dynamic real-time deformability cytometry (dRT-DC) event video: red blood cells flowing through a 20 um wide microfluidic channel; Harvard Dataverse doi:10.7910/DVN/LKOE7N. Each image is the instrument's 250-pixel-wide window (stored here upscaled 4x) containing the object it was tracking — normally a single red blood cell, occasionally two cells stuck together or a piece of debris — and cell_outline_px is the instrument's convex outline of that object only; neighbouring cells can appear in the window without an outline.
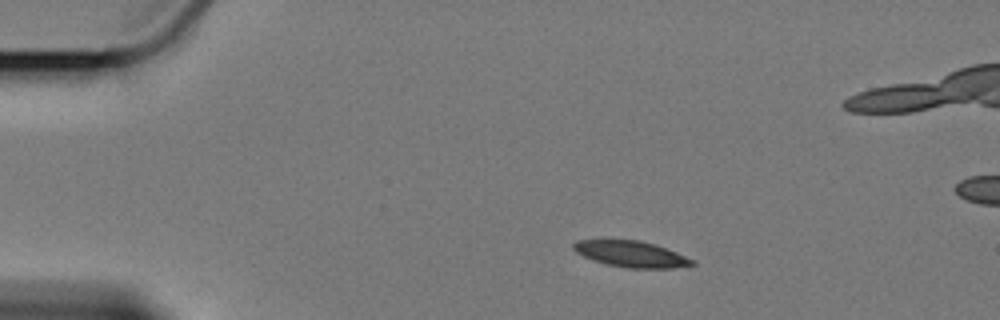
{"species": "Egyptian fruit bat (a non-hibernating species)", "species_latin": "Rousettus aegyptiacus", "temperature_condition": "cold", "stored_images_in_passage": 4, "camera_frame_rate_fps": 3000, "um_per_image_px": 0.085, "animal": {"sex": "female"}, "frame": {"image": 1, "passage_image": 1, "time_ms": 0.0, "image_size_px": [1000, 320], "cell_outline_px": [[696, 264], [672, 268], [628, 268], [608, 264], [592, 260], [576, 252], [572, 248], [572, 244], [576, 240], [640, 240], [656, 244], [696, 260]], "centroid_in_image_um": [53.66, 21.59], "position_along_channel_um": 31.3, "area_um2": 18.09}}